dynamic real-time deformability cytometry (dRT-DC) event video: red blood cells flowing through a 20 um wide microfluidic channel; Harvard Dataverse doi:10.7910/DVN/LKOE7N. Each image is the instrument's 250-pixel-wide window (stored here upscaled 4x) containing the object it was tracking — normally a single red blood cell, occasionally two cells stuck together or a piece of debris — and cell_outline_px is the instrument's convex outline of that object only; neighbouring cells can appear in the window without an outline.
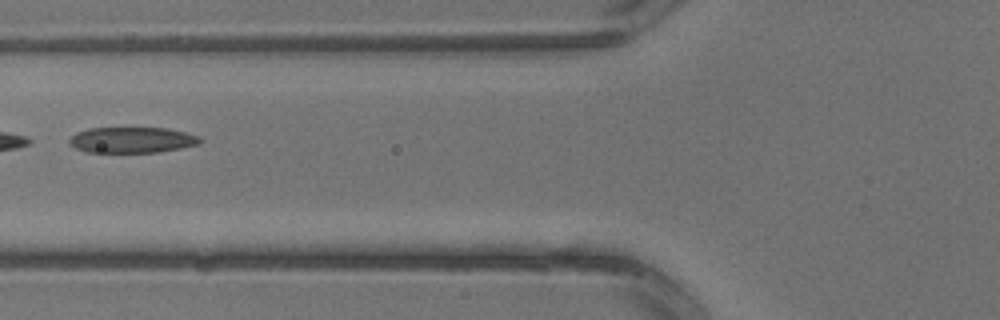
{"species": "common noctule bat (a hibernating species)", "species_latin": "Nyctalus noctula", "temperature_condition": "warm", "stored_images_in_passage": 4, "segment_of_instrument_passage": [2, 2], "camera_frame_rate_fps": 3000, "um_per_image_px": 0.085, "animal": {"sex": "male", "body_mass_g": 13.3}, "frame": {"image": 1, "passage_image": 4, "time_ms": 1.0, "image_size_px": [1000, 320], "cell_outline_px": [[204, 140], [200, 144], [180, 148], [156, 152], [88, 152], [76, 148], [68, 144], [68, 140], [76, 132], [88, 128], [168, 128], [200, 136]], "centroid_in_image_um": [11.23, 11.89], "position_along_channel_um": 114.6, "area_um2": 19.71}}